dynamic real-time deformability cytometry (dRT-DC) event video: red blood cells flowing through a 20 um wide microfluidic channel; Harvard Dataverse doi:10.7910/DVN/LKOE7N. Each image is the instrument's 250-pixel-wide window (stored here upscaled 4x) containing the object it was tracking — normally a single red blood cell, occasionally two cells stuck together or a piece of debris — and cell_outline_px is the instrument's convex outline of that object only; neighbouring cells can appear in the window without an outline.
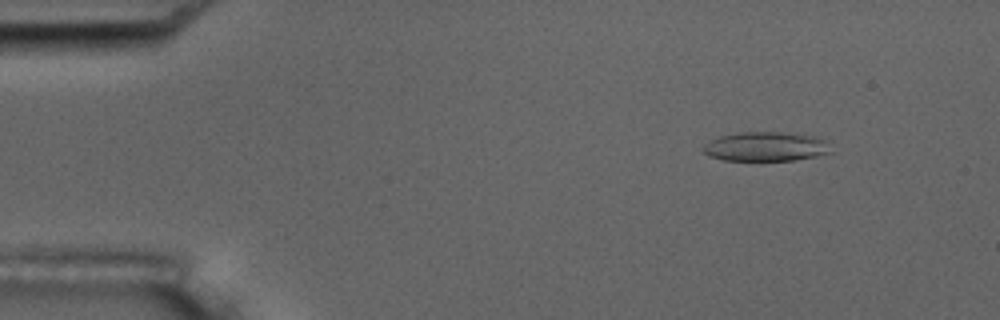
{"species": "common noctule bat (a hibernating species)", "species_latin": "Nyctalus noctula", "temperature_condition": "room temperature", "stored_images_in_passage": 4, "camera_frame_rate_fps": 3000, "um_per_image_px": 0.085, "animal": {"sex": "male", "body_mass_g": 17.5, "forearm_length_mm": 52.3}, "frame": {"image": 1, "passage_image": 2, "time_ms": 1.0, "image_size_px": [1000, 320], "cell_outline_px": [[832, 152], [816, 156], [792, 160], [724, 160], [708, 156], [704, 152], [704, 144], [720, 136], [740, 132], [780, 132], [816, 136], [824, 140]], "centroid_in_image_um": [65.08, 12.46], "position_along_channel_um": 19.9, "area_um2": 21.56}}